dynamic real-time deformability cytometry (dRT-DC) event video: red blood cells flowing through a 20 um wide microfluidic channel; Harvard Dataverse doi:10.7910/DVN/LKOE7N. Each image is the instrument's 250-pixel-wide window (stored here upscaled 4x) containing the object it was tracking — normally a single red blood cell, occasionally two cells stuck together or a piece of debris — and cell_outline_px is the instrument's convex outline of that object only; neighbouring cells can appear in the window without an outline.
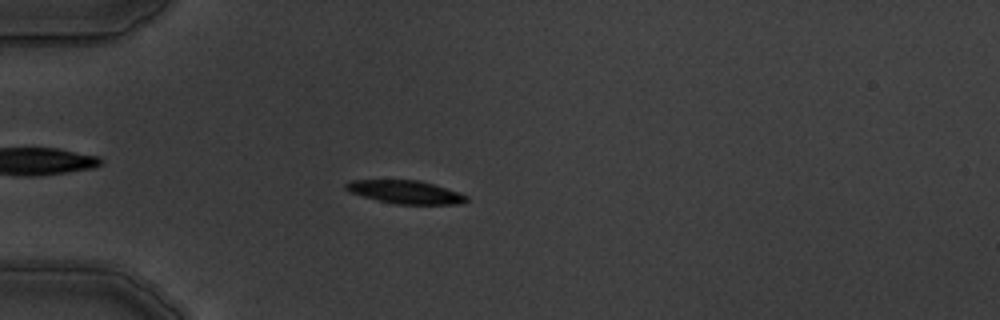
{"species": "common noctule bat (a hibernating species)", "species_latin": "Nyctalus noctula", "temperature_condition": "warm", "stored_images_in_passage": 6, "camera_frame_rate_fps": 3000, "um_per_image_px": 0.085, "animal": {"sex": "male", "body_mass_g": 19.5, "forearm_length_mm": 54.6}, "frame": {"image": 1, "passage_image": 5, "time_ms": 4.667, "image_size_px": [1000, 320], "cell_outline_px": [[468, 200], [460, 204], [396, 204], [348, 192], [344, 188], [344, 184], [352, 180], [420, 180], [460, 192], [468, 196]], "centroid_in_image_um": [34.48, 16.32], "position_along_channel_um": 50.5, "area_um2": 16.24}}